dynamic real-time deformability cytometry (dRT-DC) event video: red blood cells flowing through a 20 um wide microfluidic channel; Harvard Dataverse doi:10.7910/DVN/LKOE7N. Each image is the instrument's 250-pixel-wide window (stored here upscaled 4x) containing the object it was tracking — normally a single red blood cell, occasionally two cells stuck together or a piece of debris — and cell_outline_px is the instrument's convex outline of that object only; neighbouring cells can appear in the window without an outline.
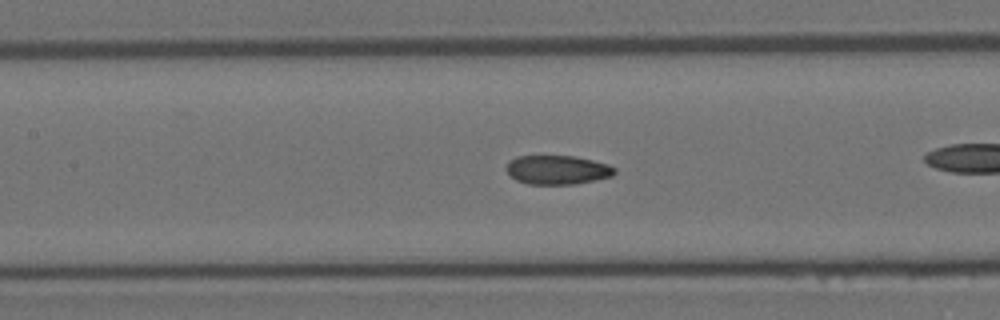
{"species": "Egyptian fruit bat (a non-hibernating species)", "species_latin": "Rousettus aegyptiacus", "temperature_condition": "room temperature", "stored_images_in_passage": 52, "camera_frame_rate_fps": 3000, "um_per_image_px": 0.085, "animal": {"sex": "female"}, "frame": {"image": 1, "passage_image": 23, "time_ms": 7.333, "image_size_px": [1000, 320], "cell_outline_px": [[616, 172], [612, 176], [596, 180], [576, 184], [528, 184], [516, 180], [504, 168], [508, 160], [516, 156], [576, 156], [608, 164], [616, 168]], "centroid_in_image_um": [47.37, 14.43], "position_along_channel_um": 160.0, "area_um2": 18.5}, "authors_computed_cell_mechanics": {"area_um2": 18.7561, "velocity_mm_per_s": 3.8748, "shape_relaxation_time_tau1_ms": null, "shape_relaxation_time_tau2_ms": 1.7769, "deformation_change_tau1": null, "deformation_change_tau2": 0.0606}}